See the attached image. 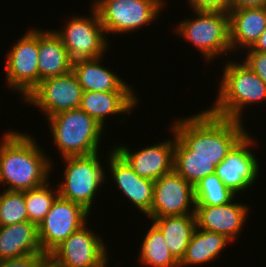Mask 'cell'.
<instances>
[{
  "mask_svg": "<svg viewBox=\"0 0 266 267\" xmlns=\"http://www.w3.org/2000/svg\"><path fill=\"white\" fill-rule=\"evenodd\" d=\"M242 122L214 115L208 109L174 121V157L210 158L217 167L247 133Z\"/></svg>",
  "mask_w": 266,
  "mask_h": 267,
  "instance_id": "6da1fadb",
  "label": "cell"
},
{
  "mask_svg": "<svg viewBox=\"0 0 266 267\" xmlns=\"http://www.w3.org/2000/svg\"><path fill=\"white\" fill-rule=\"evenodd\" d=\"M6 132L0 143V183L10 191H26L47 183L53 167L45 151L30 134Z\"/></svg>",
  "mask_w": 266,
  "mask_h": 267,
  "instance_id": "7a4b0ae2",
  "label": "cell"
},
{
  "mask_svg": "<svg viewBox=\"0 0 266 267\" xmlns=\"http://www.w3.org/2000/svg\"><path fill=\"white\" fill-rule=\"evenodd\" d=\"M223 73L218 96L208 110L220 117L242 121L244 106L266 100V84L243 61L241 64L229 61Z\"/></svg>",
  "mask_w": 266,
  "mask_h": 267,
  "instance_id": "3957f363",
  "label": "cell"
},
{
  "mask_svg": "<svg viewBox=\"0 0 266 267\" xmlns=\"http://www.w3.org/2000/svg\"><path fill=\"white\" fill-rule=\"evenodd\" d=\"M47 120L62 158L99 152L104 127L80 108L57 113Z\"/></svg>",
  "mask_w": 266,
  "mask_h": 267,
  "instance_id": "277c9868",
  "label": "cell"
},
{
  "mask_svg": "<svg viewBox=\"0 0 266 267\" xmlns=\"http://www.w3.org/2000/svg\"><path fill=\"white\" fill-rule=\"evenodd\" d=\"M193 19H185L175 28L177 35L190 41L205 57L215 59L218 55L232 52L229 40V15L225 12L194 11Z\"/></svg>",
  "mask_w": 266,
  "mask_h": 267,
  "instance_id": "5b68a950",
  "label": "cell"
},
{
  "mask_svg": "<svg viewBox=\"0 0 266 267\" xmlns=\"http://www.w3.org/2000/svg\"><path fill=\"white\" fill-rule=\"evenodd\" d=\"M106 34H123L156 20L164 7L163 0H94Z\"/></svg>",
  "mask_w": 266,
  "mask_h": 267,
  "instance_id": "8992f818",
  "label": "cell"
},
{
  "mask_svg": "<svg viewBox=\"0 0 266 267\" xmlns=\"http://www.w3.org/2000/svg\"><path fill=\"white\" fill-rule=\"evenodd\" d=\"M99 156L95 153L88 156L63 157L66 165L64 180L57 185L60 197L91 210L94 196L107 178Z\"/></svg>",
  "mask_w": 266,
  "mask_h": 267,
  "instance_id": "52a82bcc",
  "label": "cell"
},
{
  "mask_svg": "<svg viewBox=\"0 0 266 267\" xmlns=\"http://www.w3.org/2000/svg\"><path fill=\"white\" fill-rule=\"evenodd\" d=\"M90 10L91 17L73 16L63 30H54L73 62L102 57L108 48V39L99 15L93 6Z\"/></svg>",
  "mask_w": 266,
  "mask_h": 267,
  "instance_id": "ba28073f",
  "label": "cell"
},
{
  "mask_svg": "<svg viewBox=\"0 0 266 267\" xmlns=\"http://www.w3.org/2000/svg\"><path fill=\"white\" fill-rule=\"evenodd\" d=\"M39 29H30L6 55L7 84L22 100L39 84Z\"/></svg>",
  "mask_w": 266,
  "mask_h": 267,
  "instance_id": "9c48e42d",
  "label": "cell"
},
{
  "mask_svg": "<svg viewBox=\"0 0 266 267\" xmlns=\"http://www.w3.org/2000/svg\"><path fill=\"white\" fill-rule=\"evenodd\" d=\"M89 214L81 204L58 196L50 211L38 225L42 252L50 254L72 233L87 224Z\"/></svg>",
  "mask_w": 266,
  "mask_h": 267,
  "instance_id": "30bf717a",
  "label": "cell"
},
{
  "mask_svg": "<svg viewBox=\"0 0 266 267\" xmlns=\"http://www.w3.org/2000/svg\"><path fill=\"white\" fill-rule=\"evenodd\" d=\"M82 93V87L71 71L41 81L23 101L30 103V106H37L48 118L63 111L78 109Z\"/></svg>",
  "mask_w": 266,
  "mask_h": 267,
  "instance_id": "8fae6325",
  "label": "cell"
},
{
  "mask_svg": "<svg viewBox=\"0 0 266 267\" xmlns=\"http://www.w3.org/2000/svg\"><path fill=\"white\" fill-rule=\"evenodd\" d=\"M106 249L102 238L85 224L50 254L62 267H106Z\"/></svg>",
  "mask_w": 266,
  "mask_h": 267,
  "instance_id": "7c38bea8",
  "label": "cell"
},
{
  "mask_svg": "<svg viewBox=\"0 0 266 267\" xmlns=\"http://www.w3.org/2000/svg\"><path fill=\"white\" fill-rule=\"evenodd\" d=\"M195 205L194 186L173 170L154 181L153 203L146 216L194 214Z\"/></svg>",
  "mask_w": 266,
  "mask_h": 267,
  "instance_id": "4fadbf2b",
  "label": "cell"
},
{
  "mask_svg": "<svg viewBox=\"0 0 266 267\" xmlns=\"http://www.w3.org/2000/svg\"><path fill=\"white\" fill-rule=\"evenodd\" d=\"M248 134L232 147L215 171L222 183L236 195L253 186L256 178L258 179L259 163L249 150L255 140Z\"/></svg>",
  "mask_w": 266,
  "mask_h": 267,
  "instance_id": "5bb4252c",
  "label": "cell"
},
{
  "mask_svg": "<svg viewBox=\"0 0 266 267\" xmlns=\"http://www.w3.org/2000/svg\"><path fill=\"white\" fill-rule=\"evenodd\" d=\"M173 139L153 146H148L136 152H131L120 144L113 147L132 167L133 171L140 177L151 179L153 181L159 179L161 176L169 174L173 171L174 163V147H175V133L172 130Z\"/></svg>",
  "mask_w": 266,
  "mask_h": 267,
  "instance_id": "9a60e30c",
  "label": "cell"
},
{
  "mask_svg": "<svg viewBox=\"0 0 266 267\" xmlns=\"http://www.w3.org/2000/svg\"><path fill=\"white\" fill-rule=\"evenodd\" d=\"M248 205L235 203L234 199L225 205H195V219L198 229L225 235L233 242L242 231L247 214Z\"/></svg>",
  "mask_w": 266,
  "mask_h": 267,
  "instance_id": "2e32d148",
  "label": "cell"
},
{
  "mask_svg": "<svg viewBox=\"0 0 266 267\" xmlns=\"http://www.w3.org/2000/svg\"><path fill=\"white\" fill-rule=\"evenodd\" d=\"M108 163L114 183L145 216L153 203L154 181L140 177L128 162L113 148L109 153Z\"/></svg>",
  "mask_w": 266,
  "mask_h": 267,
  "instance_id": "e0dca14e",
  "label": "cell"
},
{
  "mask_svg": "<svg viewBox=\"0 0 266 267\" xmlns=\"http://www.w3.org/2000/svg\"><path fill=\"white\" fill-rule=\"evenodd\" d=\"M137 102L133 91H83L79 108L103 127L106 117L130 114Z\"/></svg>",
  "mask_w": 266,
  "mask_h": 267,
  "instance_id": "ac0fdd59",
  "label": "cell"
},
{
  "mask_svg": "<svg viewBox=\"0 0 266 267\" xmlns=\"http://www.w3.org/2000/svg\"><path fill=\"white\" fill-rule=\"evenodd\" d=\"M228 15L232 51L251 48L266 29V7L230 10Z\"/></svg>",
  "mask_w": 266,
  "mask_h": 267,
  "instance_id": "d6986e66",
  "label": "cell"
},
{
  "mask_svg": "<svg viewBox=\"0 0 266 267\" xmlns=\"http://www.w3.org/2000/svg\"><path fill=\"white\" fill-rule=\"evenodd\" d=\"M44 253L40 247L38 226L30 221L0 226V260Z\"/></svg>",
  "mask_w": 266,
  "mask_h": 267,
  "instance_id": "ffe728a7",
  "label": "cell"
},
{
  "mask_svg": "<svg viewBox=\"0 0 266 267\" xmlns=\"http://www.w3.org/2000/svg\"><path fill=\"white\" fill-rule=\"evenodd\" d=\"M103 57L81 59L72 63V72L83 91H133L129 84L111 69L100 65Z\"/></svg>",
  "mask_w": 266,
  "mask_h": 267,
  "instance_id": "44dd1931",
  "label": "cell"
},
{
  "mask_svg": "<svg viewBox=\"0 0 266 267\" xmlns=\"http://www.w3.org/2000/svg\"><path fill=\"white\" fill-rule=\"evenodd\" d=\"M39 83L72 71L73 61L54 30H39Z\"/></svg>",
  "mask_w": 266,
  "mask_h": 267,
  "instance_id": "7402d4cb",
  "label": "cell"
},
{
  "mask_svg": "<svg viewBox=\"0 0 266 267\" xmlns=\"http://www.w3.org/2000/svg\"><path fill=\"white\" fill-rule=\"evenodd\" d=\"M148 218L162 232L170 253L180 263L197 228L195 214Z\"/></svg>",
  "mask_w": 266,
  "mask_h": 267,
  "instance_id": "603a6c76",
  "label": "cell"
},
{
  "mask_svg": "<svg viewBox=\"0 0 266 267\" xmlns=\"http://www.w3.org/2000/svg\"><path fill=\"white\" fill-rule=\"evenodd\" d=\"M231 242L223 234L196 228L180 262V267L211 262Z\"/></svg>",
  "mask_w": 266,
  "mask_h": 267,
  "instance_id": "cb8c5ba5",
  "label": "cell"
},
{
  "mask_svg": "<svg viewBox=\"0 0 266 267\" xmlns=\"http://www.w3.org/2000/svg\"><path fill=\"white\" fill-rule=\"evenodd\" d=\"M142 240L139 262L148 267H180L167 247L162 232L153 224Z\"/></svg>",
  "mask_w": 266,
  "mask_h": 267,
  "instance_id": "d4e9b609",
  "label": "cell"
},
{
  "mask_svg": "<svg viewBox=\"0 0 266 267\" xmlns=\"http://www.w3.org/2000/svg\"><path fill=\"white\" fill-rule=\"evenodd\" d=\"M196 205H225L231 202L236 194L227 188L214 173L207 175L194 186Z\"/></svg>",
  "mask_w": 266,
  "mask_h": 267,
  "instance_id": "484cf974",
  "label": "cell"
},
{
  "mask_svg": "<svg viewBox=\"0 0 266 267\" xmlns=\"http://www.w3.org/2000/svg\"><path fill=\"white\" fill-rule=\"evenodd\" d=\"M59 196L57 189H51L49 181L37 188L25 191V204L28 221L37 226L50 211L55 199Z\"/></svg>",
  "mask_w": 266,
  "mask_h": 267,
  "instance_id": "4316f807",
  "label": "cell"
},
{
  "mask_svg": "<svg viewBox=\"0 0 266 267\" xmlns=\"http://www.w3.org/2000/svg\"><path fill=\"white\" fill-rule=\"evenodd\" d=\"M28 221L25 191H10L4 188L0 194V226Z\"/></svg>",
  "mask_w": 266,
  "mask_h": 267,
  "instance_id": "83f0119b",
  "label": "cell"
},
{
  "mask_svg": "<svg viewBox=\"0 0 266 267\" xmlns=\"http://www.w3.org/2000/svg\"><path fill=\"white\" fill-rule=\"evenodd\" d=\"M173 170L193 186L207 175L214 174L212 159L203 157H174Z\"/></svg>",
  "mask_w": 266,
  "mask_h": 267,
  "instance_id": "f1b7e54d",
  "label": "cell"
},
{
  "mask_svg": "<svg viewBox=\"0 0 266 267\" xmlns=\"http://www.w3.org/2000/svg\"><path fill=\"white\" fill-rule=\"evenodd\" d=\"M246 50L247 55L243 62L266 84V52L254 51L251 48Z\"/></svg>",
  "mask_w": 266,
  "mask_h": 267,
  "instance_id": "f546056e",
  "label": "cell"
},
{
  "mask_svg": "<svg viewBox=\"0 0 266 267\" xmlns=\"http://www.w3.org/2000/svg\"><path fill=\"white\" fill-rule=\"evenodd\" d=\"M193 11L225 12L231 10V0H188Z\"/></svg>",
  "mask_w": 266,
  "mask_h": 267,
  "instance_id": "4dcf8cb0",
  "label": "cell"
},
{
  "mask_svg": "<svg viewBox=\"0 0 266 267\" xmlns=\"http://www.w3.org/2000/svg\"><path fill=\"white\" fill-rule=\"evenodd\" d=\"M45 255V253H38L20 258L0 260V267H37L38 262Z\"/></svg>",
  "mask_w": 266,
  "mask_h": 267,
  "instance_id": "1f68e13d",
  "label": "cell"
},
{
  "mask_svg": "<svg viewBox=\"0 0 266 267\" xmlns=\"http://www.w3.org/2000/svg\"><path fill=\"white\" fill-rule=\"evenodd\" d=\"M266 7V0H231V10Z\"/></svg>",
  "mask_w": 266,
  "mask_h": 267,
  "instance_id": "d6a6232c",
  "label": "cell"
},
{
  "mask_svg": "<svg viewBox=\"0 0 266 267\" xmlns=\"http://www.w3.org/2000/svg\"><path fill=\"white\" fill-rule=\"evenodd\" d=\"M37 267H62V266L51 254H46L38 262Z\"/></svg>",
  "mask_w": 266,
  "mask_h": 267,
  "instance_id": "836d02e7",
  "label": "cell"
},
{
  "mask_svg": "<svg viewBox=\"0 0 266 267\" xmlns=\"http://www.w3.org/2000/svg\"><path fill=\"white\" fill-rule=\"evenodd\" d=\"M251 49L254 51L266 52V29Z\"/></svg>",
  "mask_w": 266,
  "mask_h": 267,
  "instance_id": "e575fe53",
  "label": "cell"
}]
</instances>
